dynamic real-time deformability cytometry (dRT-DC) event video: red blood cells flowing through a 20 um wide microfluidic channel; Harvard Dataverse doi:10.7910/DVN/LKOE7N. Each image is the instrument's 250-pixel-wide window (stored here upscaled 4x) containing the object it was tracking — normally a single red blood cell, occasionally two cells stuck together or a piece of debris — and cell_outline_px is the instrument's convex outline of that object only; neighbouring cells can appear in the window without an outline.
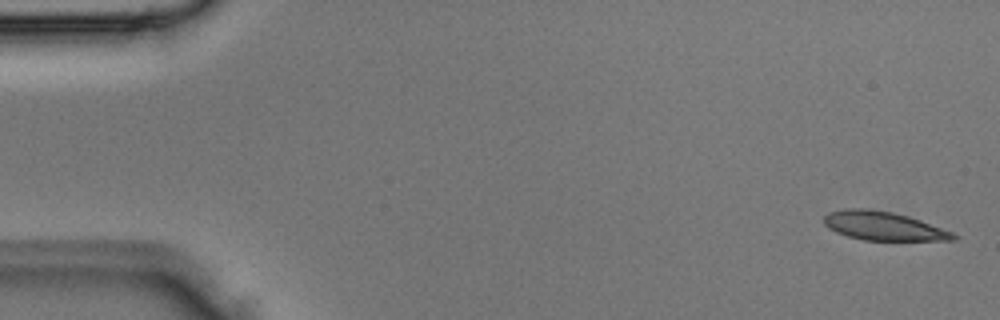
{"species": "Egyptian fruit bat (a non-hibernating species)", "species_latin": "Rousettus aegyptiacus", "temperature_condition": "room temperature", "stored_images_in_passage": 4, "camera_frame_rate_fps": 3000, "um_per_image_px": 0.085, "animal": {"sex": "male"}, "frame": {"image": 1, "passage_image": 1, "time_ms": 0.0, "image_size_px": [1000, 320], "cell_outline_px": [[960, 236], [956, 240], [864, 240], [848, 236], [836, 232], [828, 228], [824, 224], [824, 216], [828, 212], [844, 208], [864, 208], [892, 212], [908, 216], [920, 220], [952, 232]], "centroid_in_image_um": [75.07, 19.2], "position_along_channel_um": 9.9, "area_um2": 21.62}}
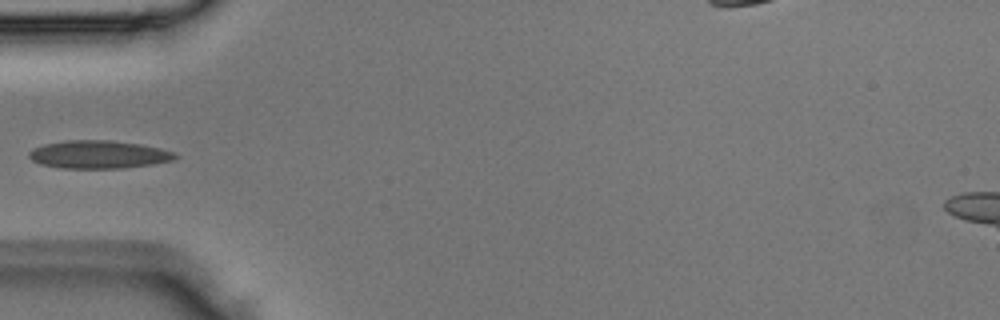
{"frame": {"image": 2, "passage_image": 4, "time_ms": 1.0, "image_size_px": [1000, 320], "cell_outline_px": [[180, 156], [172, 160], [152, 164], [120, 168], [60, 168], [40, 164], [32, 160], [28, 156], [28, 152], [32, 148], [44, 144], [64, 140], [108, 140], [140, 144], [160, 148], [176, 152]], "centroid_in_image_um": [8.36, 13.13], "position_along_channel_um": 76.6, "area_um2": 23.93}}